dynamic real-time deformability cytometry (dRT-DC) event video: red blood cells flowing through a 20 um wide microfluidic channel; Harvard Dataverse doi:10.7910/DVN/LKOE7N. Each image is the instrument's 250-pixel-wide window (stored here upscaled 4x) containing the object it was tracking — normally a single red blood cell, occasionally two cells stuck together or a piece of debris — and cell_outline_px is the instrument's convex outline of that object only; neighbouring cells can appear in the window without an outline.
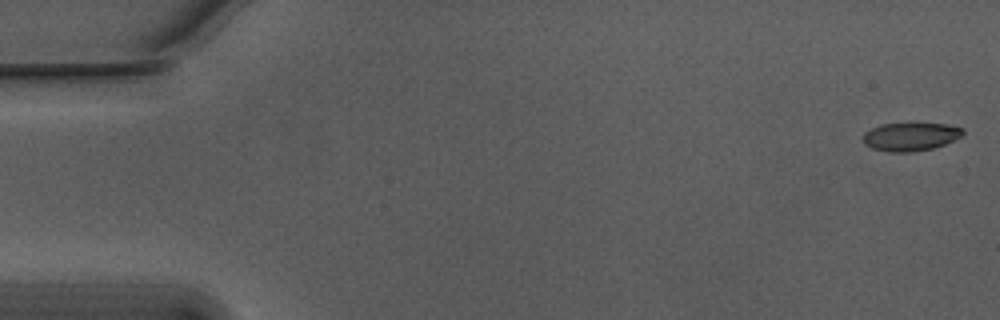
{"species": "Egyptian fruit bat (a non-hibernating species)", "species_latin": "Rousettus aegyptiacus", "temperature_condition": "warm", "stored_images_in_passage": 12, "camera_frame_rate_fps": 3000, "um_per_image_px": 0.085, "animal": {"sex": "male"}, "frame": {"image": 1, "passage_image": 1, "time_ms": 0.0, "image_size_px": [1000, 320], "cell_outline_px": [[964, 132], [960, 136], [944, 144], [932, 148], [912, 152], [888, 152], [872, 148], [864, 144], [860, 140], [864, 132], [880, 124], [948, 124], [964, 128]], "centroid_in_image_um": [77.33, 11.62], "position_along_channel_um": 7.7, "area_um2": 16.42}}